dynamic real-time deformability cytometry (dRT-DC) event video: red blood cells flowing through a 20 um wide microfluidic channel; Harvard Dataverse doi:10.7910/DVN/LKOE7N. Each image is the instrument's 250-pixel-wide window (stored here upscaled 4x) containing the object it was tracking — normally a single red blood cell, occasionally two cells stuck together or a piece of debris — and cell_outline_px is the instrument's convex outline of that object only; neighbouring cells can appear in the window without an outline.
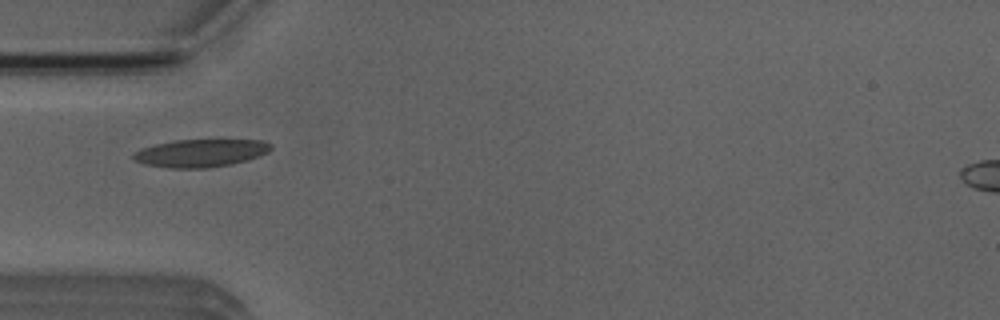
{"species": "Egyptian fruit bat (a non-hibernating species)", "species_latin": "Rousettus aegyptiacus", "temperature_condition": "room temperature", "stored_images_in_passage": 1, "camera_frame_rate_fps": 3000, "um_per_image_px": 0.085, "animal": {"sex": "male"}, "frame": {"image": 1, "passage_image": 1, "time_ms": 0.0, "image_size_px": [1000, 320], "cell_outline_px": [[272, 148], [268, 152], [260, 156], [248, 160], [232, 164], [208, 168], [172, 168], [144, 164], [136, 160], [132, 156], [140, 148], [156, 144], [176, 140], [264, 140], [272, 144]], "centroid_in_image_um": [17.11, 13.01], "position_along_channel_um": 67.9, "area_um2": 22.25}}